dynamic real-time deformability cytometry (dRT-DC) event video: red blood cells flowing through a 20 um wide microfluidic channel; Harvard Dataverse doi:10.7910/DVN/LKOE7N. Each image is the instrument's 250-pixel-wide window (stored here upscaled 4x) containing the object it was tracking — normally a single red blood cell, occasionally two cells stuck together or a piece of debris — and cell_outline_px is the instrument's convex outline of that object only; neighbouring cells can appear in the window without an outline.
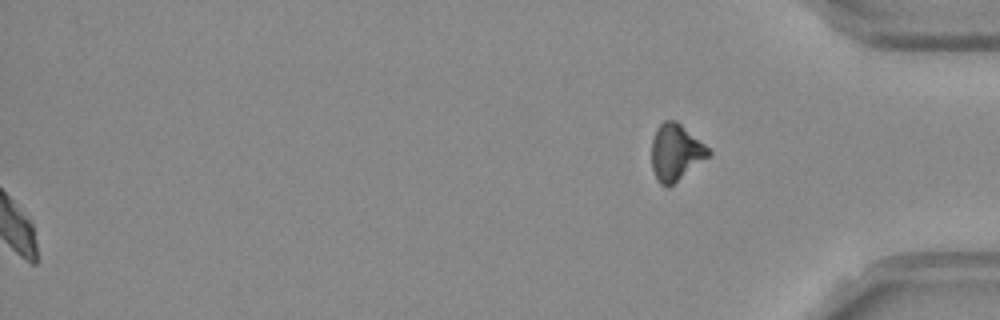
{"species": "Egyptian fruit bat (a non-hibernating species)", "species_latin": "Rousettus aegyptiacus", "temperature_condition": "room temperature", "stored_images_in_passage": 47, "segment_of_instrument_passage": [2, 2], "camera_frame_rate_fps": 3000, "um_per_image_px": 0.085, "frame": {"image": 1, "passage_image": 47, "time_ms": 15.333, "image_size_px": [1000, 320], "cell_outline_px": [[712, 152], [708, 156], [668, 188], [660, 184], [652, 168], [652, 140], [656, 128], [664, 120], [676, 120], [704, 144]], "centroid_in_image_um": [57.41, 12.93], "position_along_channel_um": 377.8, "area_um2": 18.38}}